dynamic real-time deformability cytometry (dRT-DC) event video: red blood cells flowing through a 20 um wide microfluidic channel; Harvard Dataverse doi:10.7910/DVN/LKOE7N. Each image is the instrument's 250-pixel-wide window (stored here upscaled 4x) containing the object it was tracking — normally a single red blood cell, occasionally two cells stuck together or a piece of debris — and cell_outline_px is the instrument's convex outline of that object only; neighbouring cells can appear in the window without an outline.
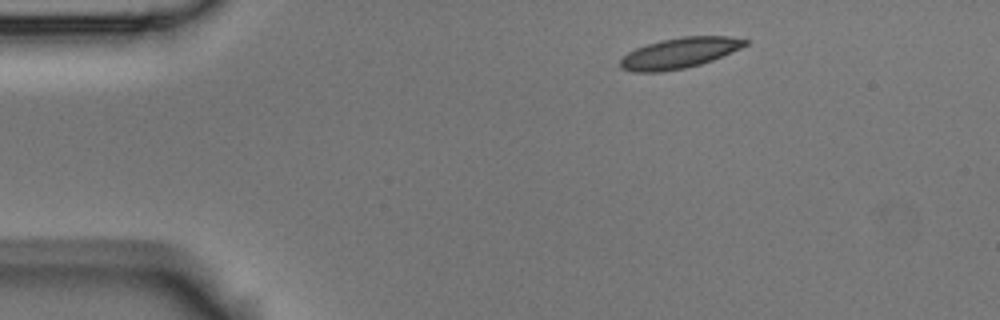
{"species": "Egyptian fruit bat (a non-hibernating species)", "species_latin": "Rousettus aegyptiacus", "temperature_condition": "room temperature", "stored_images_in_passage": 3, "camera_frame_rate_fps": 3000, "um_per_image_px": 0.085, "animal": {"sex": "male"}, "frame": {"image": 1, "passage_image": 1, "time_ms": 0.0, "image_size_px": [1000, 320], "cell_outline_px": [[748, 44], [732, 52], [712, 60], [700, 64], [684, 68], [660, 72], [636, 72], [620, 68], [620, 60], [628, 52], [636, 48], [660, 40], [680, 36], [728, 36], [748, 40]], "centroid_in_image_um": [57.75, 4.5], "position_along_channel_um": 27.3, "area_um2": 22.14}}